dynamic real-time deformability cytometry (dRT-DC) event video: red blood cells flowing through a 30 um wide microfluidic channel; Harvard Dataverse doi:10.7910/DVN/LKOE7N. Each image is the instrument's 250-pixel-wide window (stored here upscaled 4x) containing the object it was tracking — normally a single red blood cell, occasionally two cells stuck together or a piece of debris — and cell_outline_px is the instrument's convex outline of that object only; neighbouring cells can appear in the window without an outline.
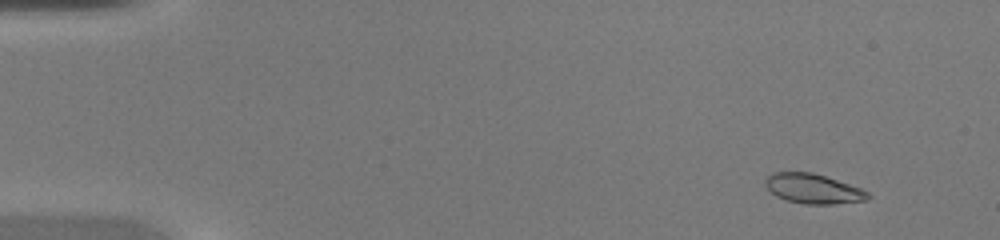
{"species": "common noctule bat (a hibernating species)", "species_latin": "Nyctalus noctula", "temperature_condition": "warm", "stored_images_in_passage": 46, "camera_frame_rate_fps": 3000, "um_per_image_px": 0.085, "animal": {"sex": "female", "body_mass_g": 20.0, "forearm_length_mm": 54.0}, "frame": {"image": 1, "passage_image": 5, "time_ms": 1.333, "image_size_px": [1000, 240], "cell_outline_px": [[872, 196], [868, 200], [832, 204], [804, 204], [788, 200], [776, 196], [764, 184], [764, 180], [772, 172], [812, 172], [860, 188], [868, 192]], "centroid_in_image_um": [69.11, 16.04], "position_along_channel_um": 15.9, "area_um2": 17.63}}
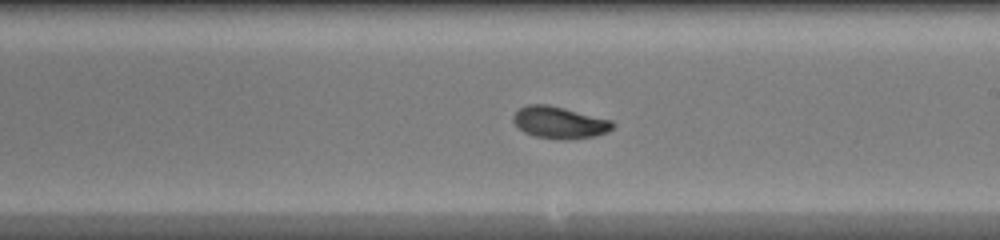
{"frame": {"image": 2, "passage_image": 28, "time_ms": 9.0, "image_size_px": [1000, 240], "cell_outline_px": [[616, 124], [608, 132], [596, 136], [568, 140], [560, 140], [536, 136], [524, 132], [512, 120], [512, 116], [520, 108], [528, 104], [548, 104], [612, 120]], "centroid_in_image_um": [47.58, 10.42], "position_along_channel_um": 241.4, "area_um2": 18.55}}
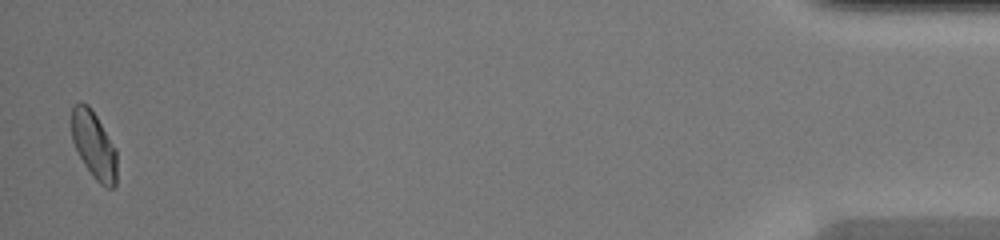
{"frame": {"image": 3, "passage_image": 46, "time_ms": 15.0, "image_size_px": [1000, 240], "cell_outline_px": [[116, 184], [112, 188], [108, 188], [100, 184], [92, 176], [84, 164], [72, 140], [72, 104], [80, 100], [88, 104], [96, 116], [116, 148]], "centroid_in_image_um": [7.97, 12.31], "position_along_channel_um": 427.2, "area_um2": 17.74}}